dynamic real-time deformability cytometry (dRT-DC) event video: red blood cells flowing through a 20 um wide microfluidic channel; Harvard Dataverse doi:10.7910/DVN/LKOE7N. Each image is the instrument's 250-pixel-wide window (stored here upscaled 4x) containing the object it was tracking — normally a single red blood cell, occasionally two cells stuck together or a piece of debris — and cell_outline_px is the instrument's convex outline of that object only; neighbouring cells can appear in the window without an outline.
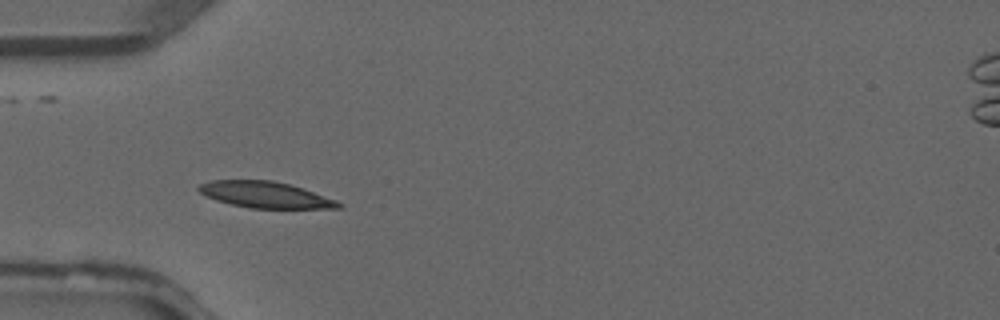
{"species": "common noctule bat (a hibernating species)", "species_latin": "Nyctalus noctula", "temperature_condition": "warm", "stored_images_in_passage": 3, "camera_frame_rate_fps": 3000, "um_per_image_px": 0.085, "animal": {"sex": "male", "forearm_length_mm": 52.5}, "frame": {"image": 1, "passage_image": 3, "time_ms": 0.667, "image_size_px": [1000, 320], "cell_outline_px": [[344, 208], [252, 208], [232, 204], [216, 200], [200, 192], [196, 188], [200, 184], [212, 180], [272, 180], [304, 188], [336, 200], [344, 204]], "centroid_in_image_um": [22.59, 16.55], "position_along_channel_um": 62.4, "area_um2": 21.27}}